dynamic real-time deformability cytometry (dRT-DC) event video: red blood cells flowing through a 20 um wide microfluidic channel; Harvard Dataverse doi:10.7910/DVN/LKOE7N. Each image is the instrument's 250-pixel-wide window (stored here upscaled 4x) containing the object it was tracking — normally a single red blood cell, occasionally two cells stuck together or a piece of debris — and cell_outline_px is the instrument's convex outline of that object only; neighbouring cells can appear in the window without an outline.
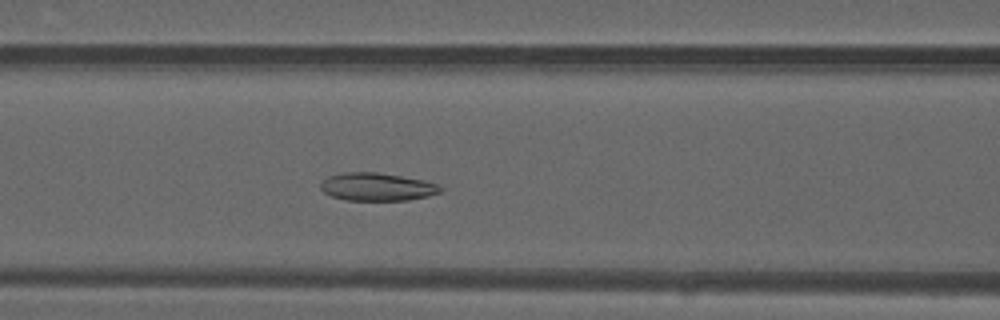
{"species": "common noctule bat (a hibernating species)", "species_latin": "Nyctalus noctula", "temperature_condition": "warm", "stored_images_in_passage": 46, "camera_frame_rate_fps": 3000, "um_per_image_px": 0.085, "animal": {"sex": "male", "forearm_length_mm": 52.5}, "frame": {"image": 1, "passage_image": 18, "time_ms": 5.667, "image_size_px": [1000, 320], "cell_outline_px": [[444, 188], [440, 192], [428, 196], [408, 200], [344, 200], [328, 196], [320, 188], [320, 184], [328, 176], [344, 172], [376, 172], [424, 180], [440, 184]], "centroid_in_image_um": [32.05, 15.88], "position_along_channel_um": 134.6, "area_um2": 19.65}}
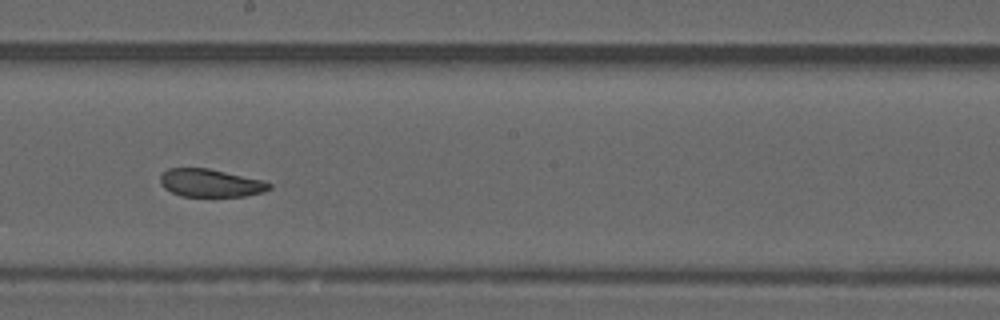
{"frame": {"image": 2, "passage_image": 25, "time_ms": 8.0, "image_size_px": [1000, 320], "cell_outline_px": [[272, 188], [264, 192], [244, 196], [180, 196], [164, 188], [160, 184], [160, 172], [168, 168], [208, 168], [264, 180], [272, 184]], "centroid_in_image_um": [17.88, 15.55], "position_along_channel_um": 230.3, "area_um2": 17.92}}
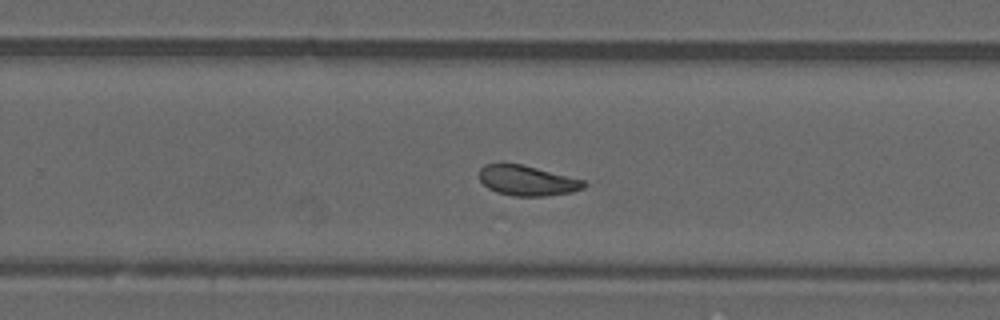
{"frame": {"image": 3, "passage_image": 29, "time_ms": 9.333, "image_size_px": [1000, 320], "cell_outline_px": [[588, 184], [584, 188], [572, 192], [544, 196], [512, 196], [496, 192], [488, 188], [480, 180], [480, 168], [484, 164], [500, 160], [520, 164], [584, 180]], "centroid_in_image_um": [44.76, 15.32], "position_along_channel_um": 285.0, "area_um2": 18.73}, "authors_computed_cell_mechanics": {"area_um2": 19.5942, "velocity_mm_per_s": 4.1253, "shape_relaxation_time_tau1_ms": null, "shape_relaxation_time_tau2_ms": 2.8265, "deformation_change_tau1": null, "deformation_change_tau2": 0.0889}}